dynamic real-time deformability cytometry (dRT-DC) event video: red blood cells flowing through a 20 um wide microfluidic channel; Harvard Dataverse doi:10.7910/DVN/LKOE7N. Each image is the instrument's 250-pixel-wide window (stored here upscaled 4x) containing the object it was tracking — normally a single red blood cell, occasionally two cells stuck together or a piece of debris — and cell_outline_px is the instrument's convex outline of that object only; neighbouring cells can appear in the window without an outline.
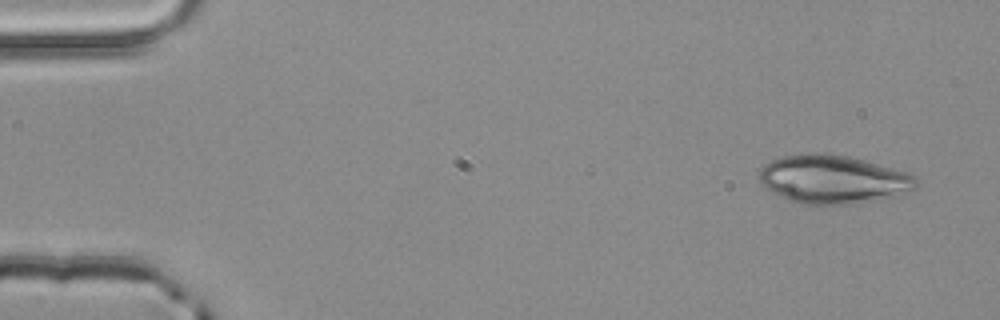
{"species": "common noctule bat (a hibernating species)", "species_latin": "Nyctalus noctula", "temperature_condition": "room temperature", "stored_images_in_passage": 4, "camera_frame_rate_fps": 3000, "um_per_image_px": 0.085, "animal": {"sex": "male", "body_mass_g": 20.4}, "frame": {"image": 1, "passage_image": 1, "time_ms": 0.0, "image_size_px": [1000, 320], "cell_outline_px": [[916, 188], [896, 196], [876, 200], [852, 204], [804, 204], [788, 200], [760, 184], [756, 176], [756, 172], [764, 164], [772, 160], [784, 156], [808, 152], [816, 152], [848, 156], [864, 160], [908, 172], [916, 176]], "centroid_in_image_um": [70.78, 15.23], "position_along_channel_um": 14.2, "area_um2": 44.56}}